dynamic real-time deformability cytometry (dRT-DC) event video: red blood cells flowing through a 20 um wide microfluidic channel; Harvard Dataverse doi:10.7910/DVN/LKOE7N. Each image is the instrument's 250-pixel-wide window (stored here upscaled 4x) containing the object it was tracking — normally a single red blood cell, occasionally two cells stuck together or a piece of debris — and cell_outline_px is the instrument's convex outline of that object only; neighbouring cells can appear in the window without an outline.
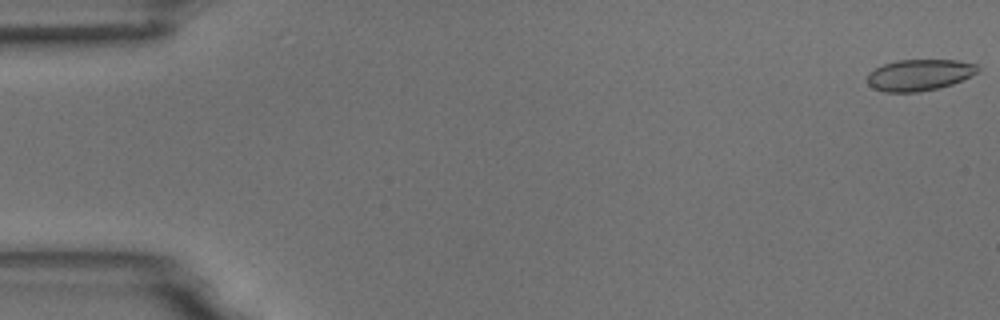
{"species": "common noctule bat (a hibernating species)", "species_latin": "Nyctalus noctula", "temperature_condition": "room temperature", "stored_images_in_passage": 11, "camera_frame_rate_fps": 3000, "um_per_image_px": 0.085, "animal": {"sex": "male", "body_mass_g": 18.8}, "frame": {"image": 1, "passage_image": 1, "time_ms": 0.0, "image_size_px": [1000, 320], "cell_outline_px": [[980, 68], [976, 72], [952, 84], [936, 88], [916, 92], [884, 92], [872, 88], [868, 84], [868, 72], [884, 64], [896, 60], [956, 60], [976, 64]], "centroid_in_image_um": [78.09, 6.37], "position_along_channel_um": 6.9, "area_um2": 19.94}}